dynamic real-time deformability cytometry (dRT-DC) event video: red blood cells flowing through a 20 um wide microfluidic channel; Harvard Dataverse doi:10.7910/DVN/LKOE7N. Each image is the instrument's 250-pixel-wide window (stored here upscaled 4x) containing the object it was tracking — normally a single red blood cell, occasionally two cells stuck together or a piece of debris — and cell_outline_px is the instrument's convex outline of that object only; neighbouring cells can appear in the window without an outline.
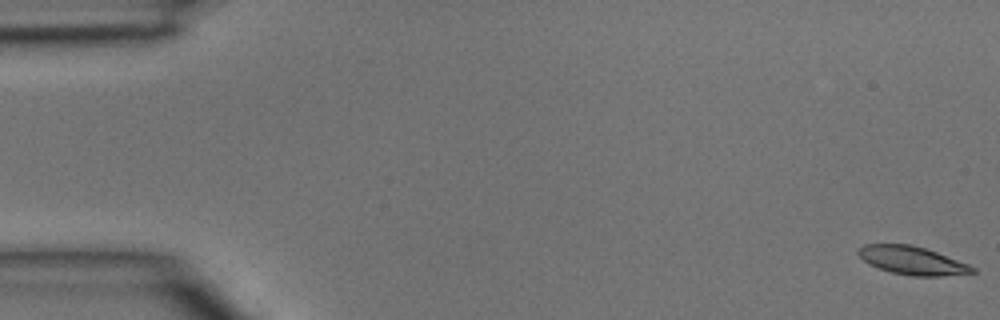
{"species": "common noctule bat (a hibernating species)", "species_latin": "Nyctalus noctula", "temperature_condition": "room temperature", "stored_images_in_passage": 4, "camera_frame_rate_fps": 3000, "um_per_image_px": 0.085, "animal": {"sex": "male", "body_mass_g": 15.6}, "frame": {"image": 1, "passage_image": 1, "time_ms": 0.0, "image_size_px": [1000, 320], "cell_outline_px": [[976, 272], [940, 276], [912, 276], [892, 272], [868, 264], [856, 252], [864, 244], [912, 244], [936, 252], [968, 264], [976, 268]], "centroid_in_image_um": [77.53, 22.14], "position_along_channel_um": 7.5, "area_um2": 18.55}}
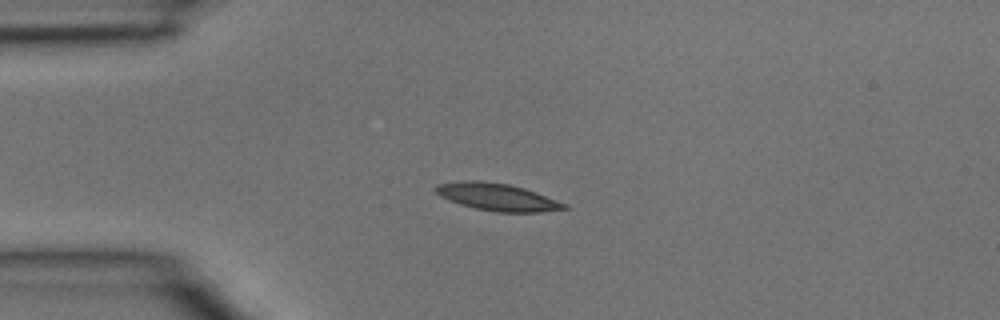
{"frame": {"image": 2, "passage_image": 4, "time_ms": 1.0, "image_size_px": [1000, 320], "cell_outline_px": [[568, 208], [540, 212], [496, 212], [476, 208], [460, 204], [440, 196], [432, 188], [436, 184], [460, 180], [480, 180], [508, 184], [524, 188], [536, 192], [568, 204]], "centroid_in_image_um": [42.24, 16.73], "position_along_channel_um": 42.8, "area_um2": 20.52}}